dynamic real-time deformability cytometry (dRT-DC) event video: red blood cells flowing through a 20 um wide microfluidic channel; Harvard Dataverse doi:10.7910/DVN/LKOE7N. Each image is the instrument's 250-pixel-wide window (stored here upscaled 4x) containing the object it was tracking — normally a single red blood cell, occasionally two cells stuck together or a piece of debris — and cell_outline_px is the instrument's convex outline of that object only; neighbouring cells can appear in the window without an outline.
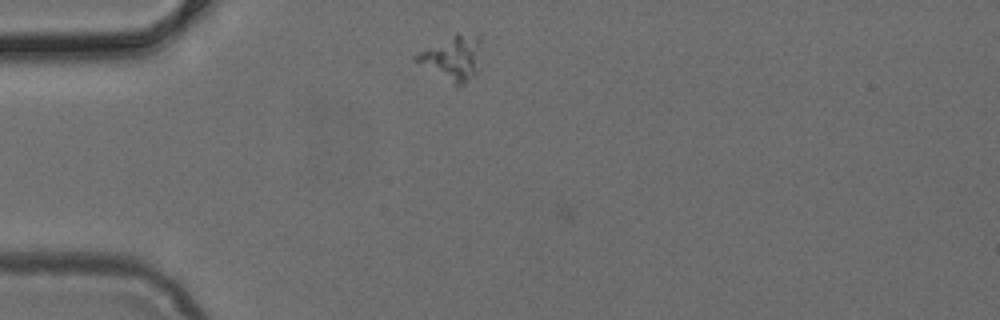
{"species": "common noctule bat (a hibernating species)", "species_latin": "Nyctalus noctula", "temperature_condition": "cold", "stored_images_in_passage": 2, "camera_frame_rate_fps": 3000, "um_per_image_px": 0.085, "animal": {"sex": "female", "body_mass_g": 24.6, "forearm_length_mm": 56.2}, "frame": {"image": 1, "passage_image": 1, "time_ms": 0.0, "image_size_px": [1000, 320], "cell_outline_px": [[480, 68], [476, 76], [464, 84], [456, 84], [416, 60], [412, 56], [456, 32], [480, 32]], "centroid_in_image_um": [38.59, 4.84], "position_along_channel_um": 46.4, "area_um2": 16.82}}
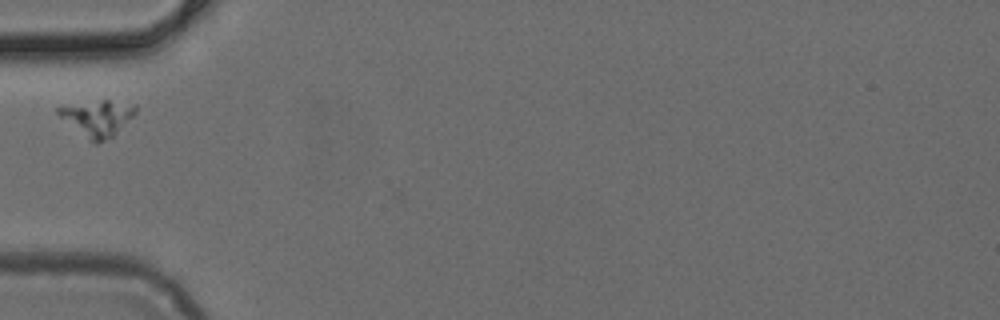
{"frame": {"image": 2, "passage_image": 2, "time_ms": 0.333, "image_size_px": [1000, 320], "cell_outline_px": [[136, 112], [112, 136], [96, 144], [92, 144], [60, 116], [56, 112], [56, 108], [104, 100], [108, 100], [136, 104]], "centroid_in_image_um": [8.3, 10.05], "position_along_channel_um": 76.7, "area_um2": 15.61}}